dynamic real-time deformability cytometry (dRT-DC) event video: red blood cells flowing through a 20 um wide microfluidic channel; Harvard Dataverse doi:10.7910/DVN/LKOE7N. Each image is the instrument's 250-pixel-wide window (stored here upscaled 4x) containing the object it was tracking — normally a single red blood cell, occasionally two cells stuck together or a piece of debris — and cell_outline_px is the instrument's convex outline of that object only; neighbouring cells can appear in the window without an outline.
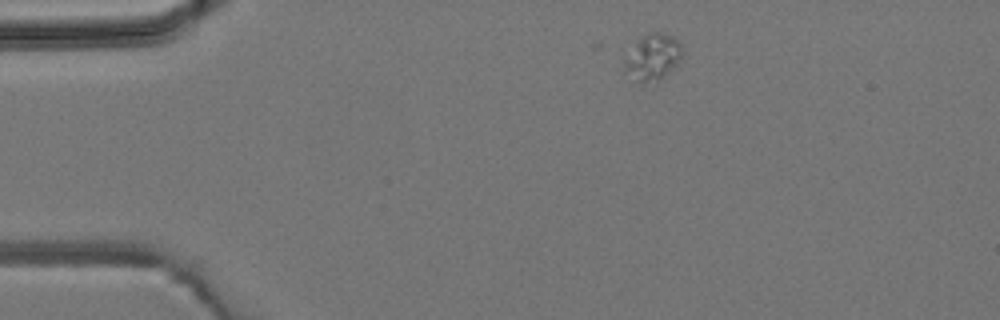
{"species": "common noctule bat (a hibernating species)", "species_latin": "Nyctalus noctula", "temperature_condition": "room temperature", "stored_images_in_passage": 4, "camera_frame_rate_fps": 3000, "um_per_image_px": 0.085, "animal": {"sex": "male", "body_mass_g": 19.2, "forearm_length_mm": 51.8}, "frame": {"image": 1, "passage_image": 1, "time_ms": 0.0, "image_size_px": [1000, 320], "cell_outline_px": [[680, 60], [656, 84], [640, 84], [624, 68], [624, 60], [640, 36], [648, 32], [660, 32], [676, 36], [680, 44]], "centroid_in_image_um": [55.48, 4.86], "position_along_channel_um": 29.5, "area_um2": 15.61}}